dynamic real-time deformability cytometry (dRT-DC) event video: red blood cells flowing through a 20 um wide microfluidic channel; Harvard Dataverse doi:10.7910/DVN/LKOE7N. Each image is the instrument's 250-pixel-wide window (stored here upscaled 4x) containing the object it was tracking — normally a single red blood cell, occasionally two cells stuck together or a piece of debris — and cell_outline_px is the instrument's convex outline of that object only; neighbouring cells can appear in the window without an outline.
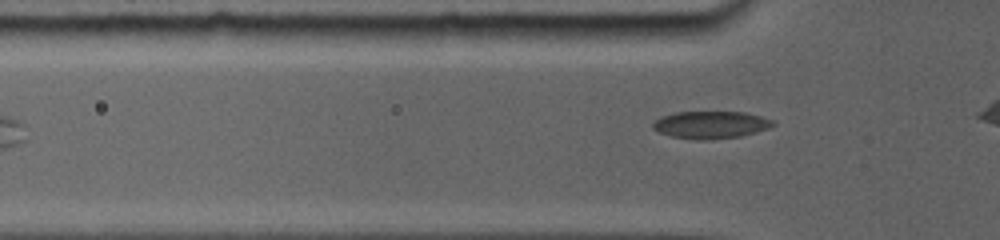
{"species": "common noctule bat (a hibernating species)", "species_latin": "Nyctalus noctula", "temperature_condition": "room temperature", "stored_images_in_passage": 69, "camera_frame_rate_fps": 5000, "um_per_image_px": 0.085, "animal": {"sex": "female", "body_mass_g": 19.0, "forearm_length_mm": 56.7}, "frame": {"image": 1, "passage_image": 11, "time_ms": 1.2, "image_size_px": [1000, 240], "cell_outline_px": [[772, 124], [764, 128], [752, 132], [736, 136], [672, 136], [660, 132], [652, 128], [652, 124], [660, 116], [676, 112], [744, 112], [760, 116], [772, 120]], "centroid_in_image_um": [60.33, 10.53], "position_along_channel_um": 65.5, "area_um2": 17.51}}
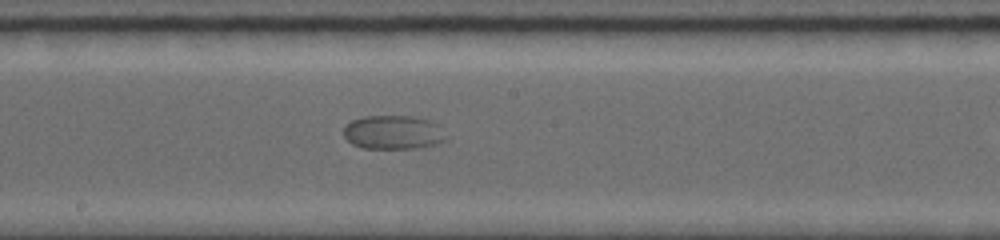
{"frame": {"image": 2, "passage_image": 31, "time_ms": 3.6, "image_size_px": [1000, 240], "cell_outline_px": [[444, 140], [432, 144], [412, 148], [364, 148], [352, 144], [344, 136], [344, 128], [352, 120], [364, 116], [412, 116], [428, 120], [436, 124]], "centroid_in_image_um": [33.32, 11.24], "position_along_channel_um": 214.9, "area_um2": 19.54}}
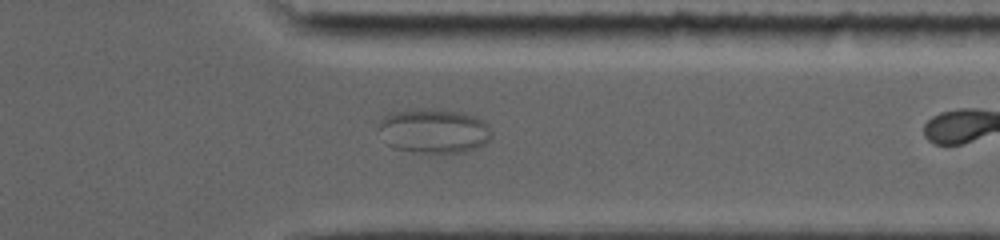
{"frame": {"image": 3, "passage_image": 68, "time_ms": 8.0, "image_size_px": [1000, 240], "cell_outline_px": [[492, 136], [484, 144], [476, 148], [464, 152], [412, 152], [392, 148], [388, 144], [376, 128], [380, 120], [384, 116], [392, 112], [416, 108], [456, 112], [476, 116], [484, 120], [488, 124], [492, 132]], "centroid_in_image_um": [36.85, 11.13], "position_along_channel_um": 374.6, "area_um2": 29.36}}